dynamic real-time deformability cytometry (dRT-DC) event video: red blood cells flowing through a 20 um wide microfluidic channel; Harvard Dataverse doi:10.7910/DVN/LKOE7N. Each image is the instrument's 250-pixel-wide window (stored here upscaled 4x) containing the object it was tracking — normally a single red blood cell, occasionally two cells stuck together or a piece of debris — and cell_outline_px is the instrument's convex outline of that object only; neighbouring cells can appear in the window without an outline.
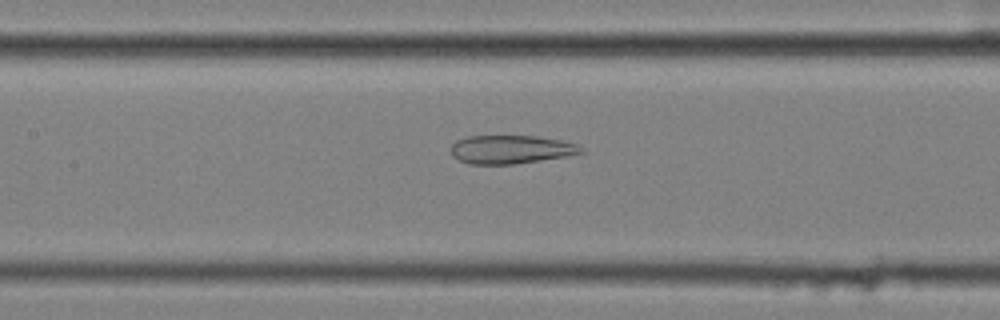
{"species": "common noctule bat (a hibernating species)", "species_latin": "Nyctalus noctula", "temperature_condition": "cold", "stored_images_in_passage": 44, "camera_frame_rate_fps": 3000, "um_per_image_px": 0.085, "animal": {"sex": "female", "body_mass_g": 25.1}, "frame": {"image": 1, "passage_image": 14, "time_ms": 4.333, "image_size_px": [1000, 320], "cell_outline_px": [[584, 152], [568, 156], [512, 164], [468, 164], [452, 156], [452, 144], [456, 140], [468, 136], [536, 136], [560, 140], [580, 144], [584, 148]], "centroid_in_image_um": [43.46, 12.7], "position_along_channel_um": 163.9, "area_um2": 21.62}}
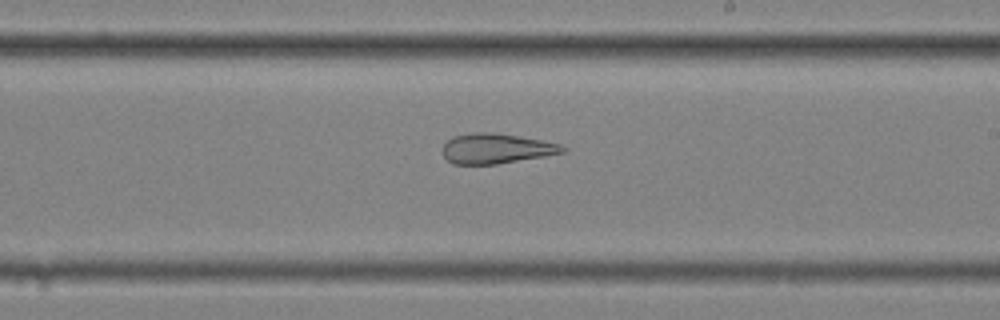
{"frame": {"image": 2, "passage_image": 21, "time_ms": 6.667, "image_size_px": [1000, 320], "cell_outline_px": [[568, 148], [564, 152], [544, 156], [496, 164], [452, 164], [440, 152], [444, 144], [452, 136], [472, 132], [492, 132], [520, 136], [560, 144]], "centroid_in_image_um": [42.14, 12.62], "position_along_channel_um": 246.9, "area_um2": 21.1}}
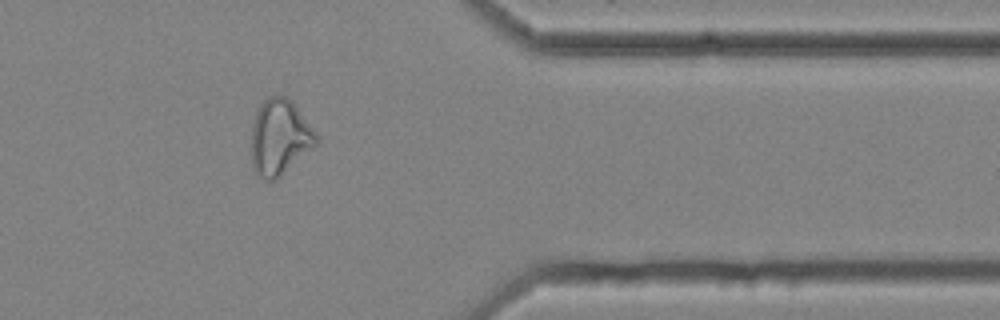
{"frame": {"image": 3, "passage_image": 34, "time_ms": 11.0, "image_size_px": [1000, 320], "cell_outline_px": [[320, 140], [316, 144], [280, 176], [272, 180], [264, 180], [256, 176], [252, 168], [252, 124], [256, 112], [260, 104], [268, 96], [284, 96], [292, 100], [316, 132]], "centroid_in_image_um": [23.76, 11.66], "position_along_channel_um": 387.6, "area_um2": 28.55}, "authors_computed_cell_mechanics": {"area_um2": 26.5591, "velocity_mm_per_s": 3.5582, "shape_relaxation_time_tau1_ms": null, "shape_relaxation_time_tau2_ms": 3.5707, "deformation_change_tau1": null, "deformation_change_tau2": 0.1344}}